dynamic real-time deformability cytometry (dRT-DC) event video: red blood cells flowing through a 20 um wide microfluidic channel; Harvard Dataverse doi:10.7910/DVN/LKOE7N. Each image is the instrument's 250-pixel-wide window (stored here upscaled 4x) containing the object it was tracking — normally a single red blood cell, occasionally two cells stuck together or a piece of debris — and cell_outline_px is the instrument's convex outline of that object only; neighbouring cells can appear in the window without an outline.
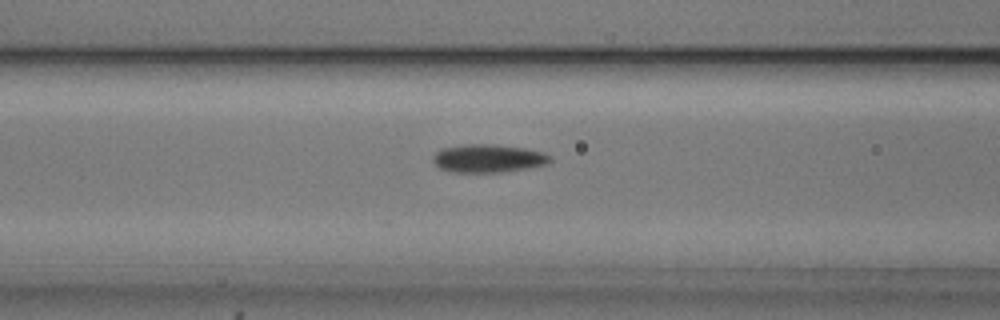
{"species": "common noctule bat (a hibernating species)", "species_latin": "Nyctalus noctula", "temperature_condition": "cold", "stored_images_in_passage": 56, "segment_of_instrument_passage": [1, 2], "camera_frame_rate_fps": 3000, "um_per_image_px": 0.085, "animal": {"sex": "male", "body_mass_g": 20.5, "forearm_length_mm": 52.5}, "frame": {"image": 1, "passage_image": 22, "time_ms": 7.0, "image_size_px": [1000, 320], "cell_outline_px": [[552, 160], [548, 164], [528, 168], [500, 172], [452, 172], [440, 168], [432, 160], [432, 156], [440, 148], [468, 144], [496, 144], [524, 148], [544, 152], [552, 156]], "centroid_in_image_um": [41.51, 13.45], "position_along_channel_um": 125.1, "area_um2": 19.36}}
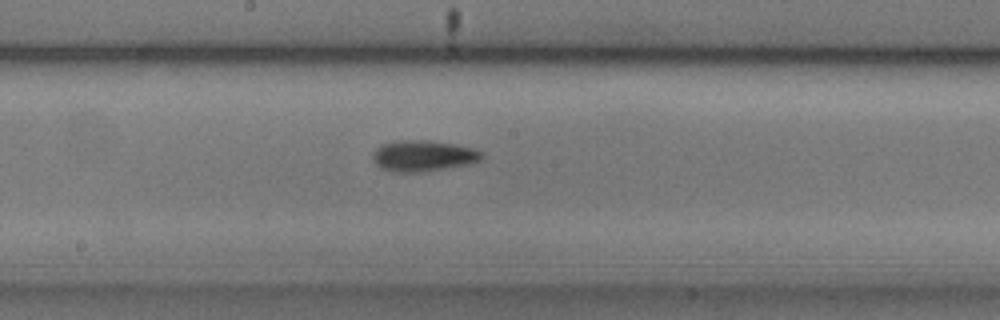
{"frame": {"image": 2, "passage_image": 29, "time_ms": 9.333, "image_size_px": [1000, 320], "cell_outline_px": [[484, 156], [480, 160], [472, 164], [420, 172], [396, 172], [380, 168], [372, 160], [372, 152], [380, 144], [400, 140], [428, 140], [456, 144], [472, 148], [484, 152]], "centroid_in_image_um": [35.97, 13.24], "position_along_channel_um": 212.2, "area_um2": 20.0}}
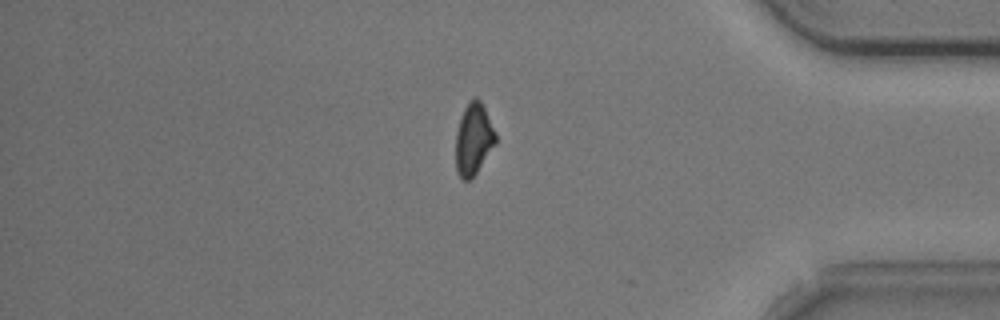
{"frame": {"image": 3, "passage_image": 46, "time_ms": 15.0, "image_size_px": [1000, 320], "cell_outline_px": [[496, 144], [476, 172], [468, 180], [460, 180], [456, 172], [456, 132], [464, 108], [472, 96], [476, 96], [480, 100], [496, 132]], "centroid_in_image_um": [40.24, 11.82], "position_along_channel_um": 395.0, "area_um2": 16.65}}